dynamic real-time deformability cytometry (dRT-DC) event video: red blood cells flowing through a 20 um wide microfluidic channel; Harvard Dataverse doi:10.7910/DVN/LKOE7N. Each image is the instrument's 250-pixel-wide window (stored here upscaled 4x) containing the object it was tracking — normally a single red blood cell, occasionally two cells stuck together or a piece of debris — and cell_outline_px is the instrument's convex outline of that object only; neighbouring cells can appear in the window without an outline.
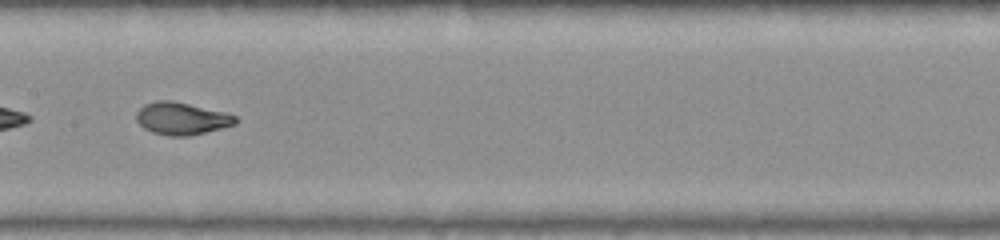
{"species": "common noctule bat (a hibernating species)", "species_latin": "Nyctalus noctula", "temperature_condition": "warm", "stored_images_in_passage": 37, "camera_frame_rate_fps": 3000, "um_per_image_px": 0.085, "animal": {"sex": "female", "body_mass_g": 22.0, "forearm_length_mm": 56.7}, "frame": {"image": 1, "passage_image": 11, "time_ms": 3.333, "image_size_px": [1000, 240], "cell_outline_px": [[236, 124], [192, 136], [168, 136], [152, 132], [144, 128], [136, 120], [136, 112], [144, 104], [156, 100], [172, 100], [224, 112], [236, 116]], "centroid_in_image_um": [15.41, 10.08], "position_along_channel_um": 192.0, "area_um2": 18.73}, "authors_computed_cell_mechanics": {"area_um2": 18.3804, "velocity_mm_per_s": 3.9027, "shape_relaxation_time_tau1_ms": 5.8749, "shape_relaxation_time_tau2_ms": 0.9046, "deformation_change_tau1": 0.2455, "deformation_change_tau2": 0.0573}}